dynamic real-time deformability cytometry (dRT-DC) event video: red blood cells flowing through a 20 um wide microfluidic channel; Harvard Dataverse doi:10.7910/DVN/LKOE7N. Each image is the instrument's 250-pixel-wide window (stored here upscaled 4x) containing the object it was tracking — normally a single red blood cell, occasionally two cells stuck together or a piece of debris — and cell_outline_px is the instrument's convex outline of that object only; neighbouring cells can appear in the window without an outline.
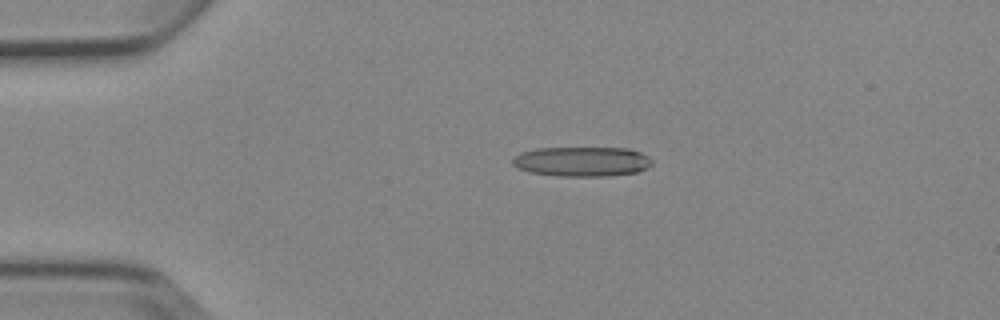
{"species": "Egyptian fruit bat (a non-hibernating species)", "species_latin": "Rousettus aegyptiacus", "temperature_condition": "cold", "stored_images_in_passage": 4, "camera_frame_rate_fps": 3000, "um_per_image_px": 0.085, "animal": {"sex": "female"}, "frame": {"image": 1, "passage_image": 2, "time_ms": 2.333, "image_size_px": [1000, 320], "cell_outline_px": [[652, 164], [648, 168], [640, 172], [608, 176], [560, 176], [528, 172], [516, 168], [512, 164], [512, 160], [520, 152], [536, 148], [628, 148], [640, 152], [648, 156], [652, 160]], "centroid_in_image_um": [49.47, 13.73], "position_along_channel_um": 35.5, "area_um2": 24.45}}
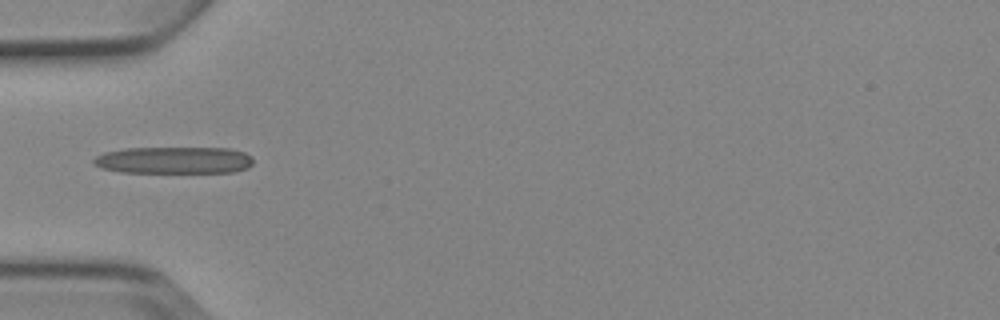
{"frame": {"image": 2, "passage_image": 4, "time_ms": 4.333, "image_size_px": [1000, 320], "cell_outline_px": [[252, 164], [248, 168], [232, 172], [120, 172], [100, 168], [92, 164], [92, 160], [96, 156], [104, 152], [124, 148], [228, 148], [244, 152], [252, 156]], "centroid_in_image_um": [14.75, 13.61], "position_along_channel_um": 70.2, "area_um2": 25.2}}